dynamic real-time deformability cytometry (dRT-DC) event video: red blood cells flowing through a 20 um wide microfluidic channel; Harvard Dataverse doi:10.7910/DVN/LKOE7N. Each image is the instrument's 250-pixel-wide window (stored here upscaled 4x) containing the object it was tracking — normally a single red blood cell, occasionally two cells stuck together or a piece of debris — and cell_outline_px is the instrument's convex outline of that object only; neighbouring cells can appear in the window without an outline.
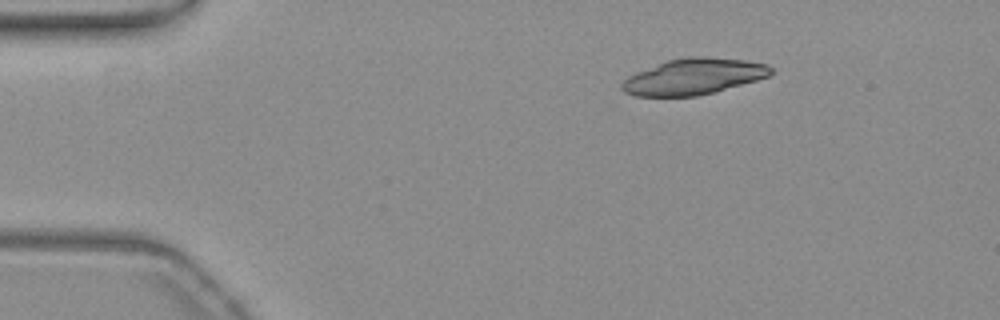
{"species": "common noctule bat (a hibernating species)", "species_latin": "Nyctalus noctula", "temperature_condition": "warm", "stored_images_in_passage": 46, "camera_frame_rate_fps": 3000, "um_per_image_px": 0.085, "animal": {"sex": "female", "body_mass_g": 19.3, "forearm_length_mm": 54.1}, "frame": {"image": 1, "passage_image": 1, "time_ms": 0.0, "image_size_px": [1000, 320], "cell_outline_px": [[776, 72], [768, 76], [756, 80], [712, 92], [696, 96], [636, 96], [624, 92], [620, 88], [620, 84], [628, 76], [636, 72], [668, 60], [688, 56], [704, 56], [744, 60], [768, 64]], "centroid_in_image_um": [58.95, 6.5], "position_along_channel_um": 26.1, "area_um2": 31.15}}